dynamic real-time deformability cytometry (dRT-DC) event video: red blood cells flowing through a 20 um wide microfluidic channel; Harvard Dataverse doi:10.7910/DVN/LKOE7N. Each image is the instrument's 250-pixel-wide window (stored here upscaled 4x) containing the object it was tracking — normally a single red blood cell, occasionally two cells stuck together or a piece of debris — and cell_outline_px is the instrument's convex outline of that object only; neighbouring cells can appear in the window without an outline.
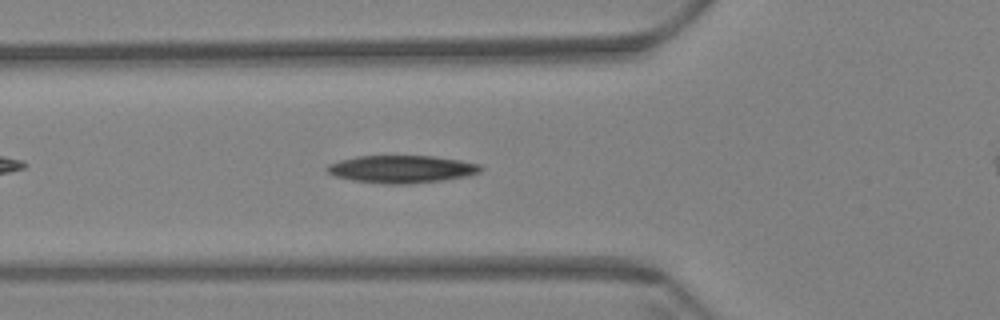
{"species": "Egyptian fruit bat (a non-hibernating species)", "species_latin": "Rousettus aegyptiacus", "temperature_condition": "warm", "stored_images_in_passage": 52, "camera_frame_rate_fps": 3000, "um_per_image_px": 0.085, "animal": {"sex": "female"}, "frame": {"image": 1, "passage_image": 12, "time_ms": 3.667, "image_size_px": [1000, 320], "cell_outline_px": [[484, 168], [480, 172], [468, 176], [444, 180], [412, 184], [384, 184], [352, 180], [336, 176], [328, 172], [324, 168], [328, 164], [340, 160], [356, 156], [432, 156], [460, 160], [480, 164]], "centroid_in_image_um": [34.16, 14.38], "position_along_channel_um": 91.6, "area_um2": 24.85}}
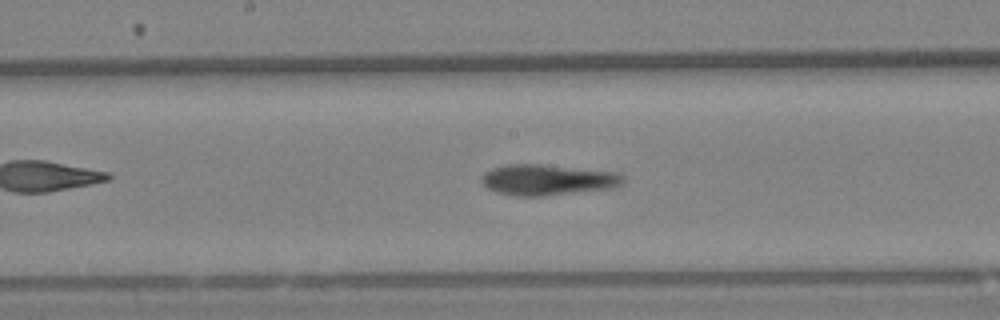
{"frame": {"image": 2, "passage_image": 22, "time_ms": 7.0, "image_size_px": [1000, 320], "cell_outline_px": [[624, 184], [616, 188], [544, 196], [516, 196], [500, 192], [488, 188], [480, 180], [484, 172], [492, 168], [504, 164], [540, 164], [620, 172], [624, 176]], "centroid_in_image_um": [46.61, 15.28], "position_along_channel_um": 201.6, "area_um2": 25.72}}
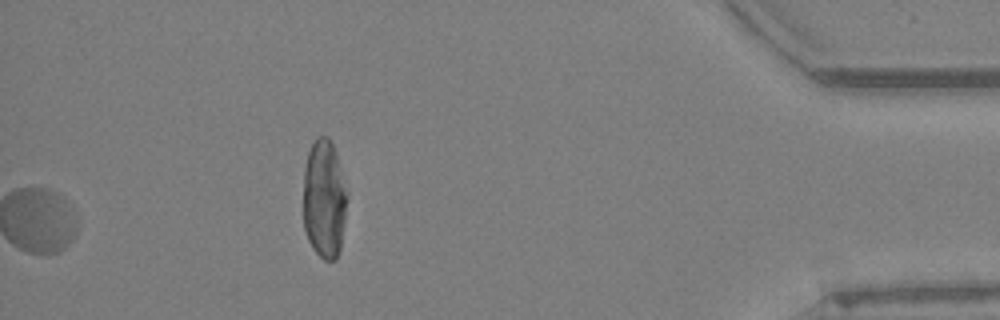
{"frame": {"image": 3, "passage_image": 52, "time_ms": 17.0, "image_size_px": [1000, 320], "cell_outline_px": [[348, 196], [340, 248], [336, 260], [324, 260], [312, 248], [308, 240], [304, 228], [304, 168], [308, 152], [316, 136], [328, 136], [332, 144], [348, 192]], "centroid_in_image_um": [27.56, 16.93], "position_along_channel_um": 407.6, "area_um2": 30.35}, "authors_computed_cell_mechanics": {"area_um2": 26.1256, "velocity_mm_per_s": 3.3124, "shape_relaxation_time_tau1_ms": null, "shape_relaxation_time_tau2_ms": 1.06, "deformation_change_tau1": null, "deformation_change_tau2": 0.0514}}